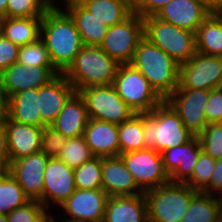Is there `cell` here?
Wrapping results in <instances>:
<instances>
[{"instance_id":"1","label":"cell","mask_w":222,"mask_h":222,"mask_svg":"<svg viewBox=\"0 0 222 222\" xmlns=\"http://www.w3.org/2000/svg\"><path fill=\"white\" fill-rule=\"evenodd\" d=\"M40 38L49 51L53 65L61 74L70 67L84 46L74 20L57 5L51 6L43 15Z\"/></svg>"},{"instance_id":"2","label":"cell","mask_w":222,"mask_h":222,"mask_svg":"<svg viewBox=\"0 0 222 222\" xmlns=\"http://www.w3.org/2000/svg\"><path fill=\"white\" fill-rule=\"evenodd\" d=\"M130 64L163 100L179 86V64L145 37L140 40Z\"/></svg>"},{"instance_id":"3","label":"cell","mask_w":222,"mask_h":222,"mask_svg":"<svg viewBox=\"0 0 222 222\" xmlns=\"http://www.w3.org/2000/svg\"><path fill=\"white\" fill-rule=\"evenodd\" d=\"M143 135L145 148L154 149L159 153L184 145L194 137L166 100L151 112L144 113Z\"/></svg>"},{"instance_id":"4","label":"cell","mask_w":222,"mask_h":222,"mask_svg":"<svg viewBox=\"0 0 222 222\" xmlns=\"http://www.w3.org/2000/svg\"><path fill=\"white\" fill-rule=\"evenodd\" d=\"M118 66L100 46L84 45L63 75L78 92L89 86L111 85Z\"/></svg>"},{"instance_id":"5","label":"cell","mask_w":222,"mask_h":222,"mask_svg":"<svg viewBox=\"0 0 222 222\" xmlns=\"http://www.w3.org/2000/svg\"><path fill=\"white\" fill-rule=\"evenodd\" d=\"M197 192L186 183L175 182L146 190L148 222H180Z\"/></svg>"},{"instance_id":"6","label":"cell","mask_w":222,"mask_h":222,"mask_svg":"<svg viewBox=\"0 0 222 222\" xmlns=\"http://www.w3.org/2000/svg\"><path fill=\"white\" fill-rule=\"evenodd\" d=\"M143 25L144 37L179 65L187 62L197 52L194 32L162 21L156 16L144 17Z\"/></svg>"},{"instance_id":"7","label":"cell","mask_w":222,"mask_h":222,"mask_svg":"<svg viewBox=\"0 0 222 222\" xmlns=\"http://www.w3.org/2000/svg\"><path fill=\"white\" fill-rule=\"evenodd\" d=\"M112 85L137 114L149 113L163 101L149 81L131 64H119Z\"/></svg>"},{"instance_id":"8","label":"cell","mask_w":222,"mask_h":222,"mask_svg":"<svg viewBox=\"0 0 222 222\" xmlns=\"http://www.w3.org/2000/svg\"><path fill=\"white\" fill-rule=\"evenodd\" d=\"M78 92L84 99L89 118L120 125L136 114L122 100L112 84L89 86Z\"/></svg>"},{"instance_id":"9","label":"cell","mask_w":222,"mask_h":222,"mask_svg":"<svg viewBox=\"0 0 222 222\" xmlns=\"http://www.w3.org/2000/svg\"><path fill=\"white\" fill-rule=\"evenodd\" d=\"M143 37V18L132 12L122 22L109 27L100 47L118 64H130Z\"/></svg>"},{"instance_id":"10","label":"cell","mask_w":222,"mask_h":222,"mask_svg":"<svg viewBox=\"0 0 222 222\" xmlns=\"http://www.w3.org/2000/svg\"><path fill=\"white\" fill-rule=\"evenodd\" d=\"M178 87L204 90L222 87V57L196 52L179 65Z\"/></svg>"},{"instance_id":"11","label":"cell","mask_w":222,"mask_h":222,"mask_svg":"<svg viewBox=\"0 0 222 222\" xmlns=\"http://www.w3.org/2000/svg\"><path fill=\"white\" fill-rule=\"evenodd\" d=\"M119 156L143 192L170 182V177L164 169L162 155L156 150L145 148Z\"/></svg>"},{"instance_id":"12","label":"cell","mask_w":222,"mask_h":222,"mask_svg":"<svg viewBox=\"0 0 222 222\" xmlns=\"http://www.w3.org/2000/svg\"><path fill=\"white\" fill-rule=\"evenodd\" d=\"M209 97L210 90L177 87L166 101L177 112L187 130L198 136L208 125L204 111Z\"/></svg>"},{"instance_id":"13","label":"cell","mask_w":222,"mask_h":222,"mask_svg":"<svg viewBox=\"0 0 222 222\" xmlns=\"http://www.w3.org/2000/svg\"><path fill=\"white\" fill-rule=\"evenodd\" d=\"M49 157L41 151L9 162L6 170L21 186L29 200L42 203L44 172Z\"/></svg>"},{"instance_id":"14","label":"cell","mask_w":222,"mask_h":222,"mask_svg":"<svg viewBox=\"0 0 222 222\" xmlns=\"http://www.w3.org/2000/svg\"><path fill=\"white\" fill-rule=\"evenodd\" d=\"M108 198V194L103 189H75L68 199L59 206L69 216L62 221L103 222Z\"/></svg>"},{"instance_id":"15","label":"cell","mask_w":222,"mask_h":222,"mask_svg":"<svg viewBox=\"0 0 222 222\" xmlns=\"http://www.w3.org/2000/svg\"><path fill=\"white\" fill-rule=\"evenodd\" d=\"M61 74L55 67H36L14 63L0 74L8 97L27 89H38Z\"/></svg>"},{"instance_id":"16","label":"cell","mask_w":222,"mask_h":222,"mask_svg":"<svg viewBox=\"0 0 222 222\" xmlns=\"http://www.w3.org/2000/svg\"><path fill=\"white\" fill-rule=\"evenodd\" d=\"M74 168L58 158H49L44 172L42 204L48 209L51 203L60 206L75 191ZM50 206V207H49Z\"/></svg>"},{"instance_id":"17","label":"cell","mask_w":222,"mask_h":222,"mask_svg":"<svg viewBox=\"0 0 222 222\" xmlns=\"http://www.w3.org/2000/svg\"><path fill=\"white\" fill-rule=\"evenodd\" d=\"M201 152L197 136L184 145L161 152L164 169L170 177V182L186 183L192 176Z\"/></svg>"},{"instance_id":"18","label":"cell","mask_w":222,"mask_h":222,"mask_svg":"<svg viewBox=\"0 0 222 222\" xmlns=\"http://www.w3.org/2000/svg\"><path fill=\"white\" fill-rule=\"evenodd\" d=\"M211 13L200 0H171L155 16L162 21L196 33Z\"/></svg>"},{"instance_id":"19","label":"cell","mask_w":222,"mask_h":222,"mask_svg":"<svg viewBox=\"0 0 222 222\" xmlns=\"http://www.w3.org/2000/svg\"><path fill=\"white\" fill-rule=\"evenodd\" d=\"M75 92V88L63 74L57 75L47 85L38 88L39 112L46 126L54 122Z\"/></svg>"},{"instance_id":"20","label":"cell","mask_w":222,"mask_h":222,"mask_svg":"<svg viewBox=\"0 0 222 222\" xmlns=\"http://www.w3.org/2000/svg\"><path fill=\"white\" fill-rule=\"evenodd\" d=\"M83 137L95 157L120 155L118 125L116 124L89 118Z\"/></svg>"},{"instance_id":"21","label":"cell","mask_w":222,"mask_h":222,"mask_svg":"<svg viewBox=\"0 0 222 222\" xmlns=\"http://www.w3.org/2000/svg\"><path fill=\"white\" fill-rule=\"evenodd\" d=\"M102 187L109 197L144 193L120 156L102 157Z\"/></svg>"},{"instance_id":"22","label":"cell","mask_w":222,"mask_h":222,"mask_svg":"<svg viewBox=\"0 0 222 222\" xmlns=\"http://www.w3.org/2000/svg\"><path fill=\"white\" fill-rule=\"evenodd\" d=\"M3 125L10 162L41 150L42 127L17 123L9 118Z\"/></svg>"},{"instance_id":"23","label":"cell","mask_w":222,"mask_h":222,"mask_svg":"<svg viewBox=\"0 0 222 222\" xmlns=\"http://www.w3.org/2000/svg\"><path fill=\"white\" fill-rule=\"evenodd\" d=\"M103 222H148L144 193L109 197Z\"/></svg>"},{"instance_id":"24","label":"cell","mask_w":222,"mask_h":222,"mask_svg":"<svg viewBox=\"0 0 222 222\" xmlns=\"http://www.w3.org/2000/svg\"><path fill=\"white\" fill-rule=\"evenodd\" d=\"M64 10L71 16L84 45L100 46L109 27L94 17L78 0H65Z\"/></svg>"},{"instance_id":"25","label":"cell","mask_w":222,"mask_h":222,"mask_svg":"<svg viewBox=\"0 0 222 222\" xmlns=\"http://www.w3.org/2000/svg\"><path fill=\"white\" fill-rule=\"evenodd\" d=\"M88 119L84 99L75 92L50 126L69 139L83 136Z\"/></svg>"},{"instance_id":"26","label":"cell","mask_w":222,"mask_h":222,"mask_svg":"<svg viewBox=\"0 0 222 222\" xmlns=\"http://www.w3.org/2000/svg\"><path fill=\"white\" fill-rule=\"evenodd\" d=\"M8 118L21 124L46 127L39 112L38 89H27L11 95Z\"/></svg>"},{"instance_id":"27","label":"cell","mask_w":222,"mask_h":222,"mask_svg":"<svg viewBox=\"0 0 222 222\" xmlns=\"http://www.w3.org/2000/svg\"><path fill=\"white\" fill-rule=\"evenodd\" d=\"M42 20L43 17H4L1 34L18 46L30 44L40 38Z\"/></svg>"},{"instance_id":"28","label":"cell","mask_w":222,"mask_h":222,"mask_svg":"<svg viewBox=\"0 0 222 222\" xmlns=\"http://www.w3.org/2000/svg\"><path fill=\"white\" fill-rule=\"evenodd\" d=\"M195 35L197 52L222 57V16L219 13H211Z\"/></svg>"},{"instance_id":"29","label":"cell","mask_w":222,"mask_h":222,"mask_svg":"<svg viewBox=\"0 0 222 222\" xmlns=\"http://www.w3.org/2000/svg\"><path fill=\"white\" fill-rule=\"evenodd\" d=\"M78 1L108 27L122 22L132 13L131 5L125 0Z\"/></svg>"},{"instance_id":"30","label":"cell","mask_w":222,"mask_h":222,"mask_svg":"<svg viewBox=\"0 0 222 222\" xmlns=\"http://www.w3.org/2000/svg\"><path fill=\"white\" fill-rule=\"evenodd\" d=\"M222 212L221 198L198 191L180 222H211Z\"/></svg>"},{"instance_id":"31","label":"cell","mask_w":222,"mask_h":222,"mask_svg":"<svg viewBox=\"0 0 222 222\" xmlns=\"http://www.w3.org/2000/svg\"><path fill=\"white\" fill-rule=\"evenodd\" d=\"M144 113L135 114L131 119L118 125L120 154L145 149Z\"/></svg>"},{"instance_id":"32","label":"cell","mask_w":222,"mask_h":222,"mask_svg":"<svg viewBox=\"0 0 222 222\" xmlns=\"http://www.w3.org/2000/svg\"><path fill=\"white\" fill-rule=\"evenodd\" d=\"M28 201L30 200L21 186L6 170L0 177V214L8 215Z\"/></svg>"},{"instance_id":"33","label":"cell","mask_w":222,"mask_h":222,"mask_svg":"<svg viewBox=\"0 0 222 222\" xmlns=\"http://www.w3.org/2000/svg\"><path fill=\"white\" fill-rule=\"evenodd\" d=\"M76 189L96 190L102 187V157H93L74 168Z\"/></svg>"},{"instance_id":"34","label":"cell","mask_w":222,"mask_h":222,"mask_svg":"<svg viewBox=\"0 0 222 222\" xmlns=\"http://www.w3.org/2000/svg\"><path fill=\"white\" fill-rule=\"evenodd\" d=\"M93 157L84 137L79 136L67 139L57 158L67 166L76 168Z\"/></svg>"},{"instance_id":"35","label":"cell","mask_w":222,"mask_h":222,"mask_svg":"<svg viewBox=\"0 0 222 222\" xmlns=\"http://www.w3.org/2000/svg\"><path fill=\"white\" fill-rule=\"evenodd\" d=\"M17 62L36 67H55L41 38L30 44L20 46Z\"/></svg>"},{"instance_id":"36","label":"cell","mask_w":222,"mask_h":222,"mask_svg":"<svg viewBox=\"0 0 222 222\" xmlns=\"http://www.w3.org/2000/svg\"><path fill=\"white\" fill-rule=\"evenodd\" d=\"M48 209L36 200H30L23 206H20L8 215V222H50L54 217L48 214Z\"/></svg>"},{"instance_id":"37","label":"cell","mask_w":222,"mask_h":222,"mask_svg":"<svg viewBox=\"0 0 222 222\" xmlns=\"http://www.w3.org/2000/svg\"><path fill=\"white\" fill-rule=\"evenodd\" d=\"M50 7L45 0H7L6 17H43Z\"/></svg>"},{"instance_id":"38","label":"cell","mask_w":222,"mask_h":222,"mask_svg":"<svg viewBox=\"0 0 222 222\" xmlns=\"http://www.w3.org/2000/svg\"><path fill=\"white\" fill-rule=\"evenodd\" d=\"M203 152L217 160L222 157V123H210L197 136Z\"/></svg>"},{"instance_id":"39","label":"cell","mask_w":222,"mask_h":222,"mask_svg":"<svg viewBox=\"0 0 222 222\" xmlns=\"http://www.w3.org/2000/svg\"><path fill=\"white\" fill-rule=\"evenodd\" d=\"M216 160L205 152H201L191 178L186 184L196 191H202L210 182Z\"/></svg>"},{"instance_id":"40","label":"cell","mask_w":222,"mask_h":222,"mask_svg":"<svg viewBox=\"0 0 222 222\" xmlns=\"http://www.w3.org/2000/svg\"><path fill=\"white\" fill-rule=\"evenodd\" d=\"M66 141L67 138L51 126L43 127L40 151L49 158H57Z\"/></svg>"},{"instance_id":"41","label":"cell","mask_w":222,"mask_h":222,"mask_svg":"<svg viewBox=\"0 0 222 222\" xmlns=\"http://www.w3.org/2000/svg\"><path fill=\"white\" fill-rule=\"evenodd\" d=\"M204 113L208 124L222 123V87L210 90Z\"/></svg>"},{"instance_id":"42","label":"cell","mask_w":222,"mask_h":222,"mask_svg":"<svg viewBox=\"0 0 222 222\" xmlns=\"http://www.w3.org/2000/svg\"><path fill=\"white\" fill-rule=\"evenodd\" d=\"M20 46L0 34V74L18 60Z\"/></svg>"},{"instance_id":"43","label":"cell","mask_w":222,"mask_h":222,"mask_svg":"<svg viewBox=\"0 0 222 222\" xmlns=\"http://www.w3.org/2000/svg\"><path fill=\"white\" fill-rule=\"evenodd\" d=\"M171 0H134L131 8L132 12L140 17L155 16Z\"/></svg>"},{"instance_id":"44","label":"cell","mask_w":222,"mask_h":222,"mask_svg":"<svg viewBox=\"0 0 222 222\" xmlns=\"http://www.w3.org/2000/svg\"><path fill=\"white\" fill-rule=\"evenodd\" d=\"M201 192L222 197V157L216 160L211 180Z\"/></svg>"},{"instance_id":"45","label":"cell","mask_w":222,"mask_h":222,"mask_svg":"<svg viewBox=\"0 0 222 222\" xmlns=\"http://www.w3.org/2000/svg\"><path fill=\"white\" fill-rule=\"evenodd\" d=\"M10 162V157L8 154V144L6 137V130L3 124H0V163L6 168Z\"/></svg>"},{"instance_id":"46","label":"cell","mask_w":222,"mask_h":222,"mask_svg":"<svg viewBox=\"0 0 222 222\" xmlns=\"http://www.w3.org/2000/svg\"><path fill=\"white\" fill-rule=\"evenodd\" d=\"M9 97L5 92L0 81V124H3L8 118Z\"/></svg>"},{"instance_id":"47","label":"cell","mask_w":222,"mask_h":222,"mask_svg":"<svg viewBox=\"0 0 222 222\" xmlns=\"http://www.w3.org/2000/svg\"><path fill=\"white\" fill-rule=\"evenodd\" d=\"M212 13H219L222 9V0H200Z\"/></svg>"},{"instance_id":"48","label":"cell","mask_w":222,"mask_h":222,"mask_svg":"<svg viewBox=\"0 0 222 222\" xmlns=\"http://www.w3.org/2000/svg\"><path fill=\"white\" fill-rule=\"evenodd\" d=\"M7 0H0V14L6 17Z\"/></svg>"},{"instance_id":"49","label":"cell","mask_w":222,"mask_h":222,"mask_svg":"<svg viewBox=\"0 0 222 222\" xmlns=\"http://www.w3.org/2000/svg\"><path fill=\"white\" fill-rule=\"evenodd\" d=\"M0 222H8L7 215H5V214H0Z\"/></svg>"},{"instance_id":"50","label":"cell","mask_w":222,"mask_h":222,"mask_svg":"<svg viewBox=\"0 0 222 222\" xmlns=\"http://www.w3.org/2000/svg\"><path fill=\"white\" fill-rule=\"evenodd\" d=\"M211 222H222V212L218 214V216L212 220Z\"/></svg>"},{"instance_id":"51","label":"cell","mask_w":222,"mask_h":222,"mask_svg":"<svg viewBox=\"0 0 222 222\" xmlns=\"http://www.w3.org/2000/svg\"><path fill=\"white\" fill-rule=\"evenodd\" d=\"M6 171V167L0 163V177L4 174Z\"/></svg>"},{"instance_id":"52","label":"cell","mask_w":222,"mask_h":222,"mask_svg":"<svg viewBox=\"0 0 222 222\" xmlns=\"http://www.w3.org/2000/svg\"><path fill=\"white\" fill-rule=\"evenodd\" d=\"M50 6H55L56 2L54 0H45Z\"/></svg>"},{"instance_id":"53","label":"cell","mask_w":222,"mask_h":222,"mask_svg":"<svg viewBox=\"0 0 222 222\" xmlns=\"http://www.w3.org/2000/svg\"><path fill=\"white\" fill-rule=\"evenodd\" d=\"M4 16L0 14V34H1V28H2V21Z\"/></svg>"},{"instance_id":"54","label":"cell","mask_w":222,"mask_h":222,"mask_svg":"<svg viewBox=\"0 0 222 222\" xmlns=\"http://www.w3.org/2000/svg\"><path fill=\"white\" fill-rule=\"evenodd\" d=\"M125 1H127L130 5H132L134 0H125Z\"/></svg>"}]
</instances>
